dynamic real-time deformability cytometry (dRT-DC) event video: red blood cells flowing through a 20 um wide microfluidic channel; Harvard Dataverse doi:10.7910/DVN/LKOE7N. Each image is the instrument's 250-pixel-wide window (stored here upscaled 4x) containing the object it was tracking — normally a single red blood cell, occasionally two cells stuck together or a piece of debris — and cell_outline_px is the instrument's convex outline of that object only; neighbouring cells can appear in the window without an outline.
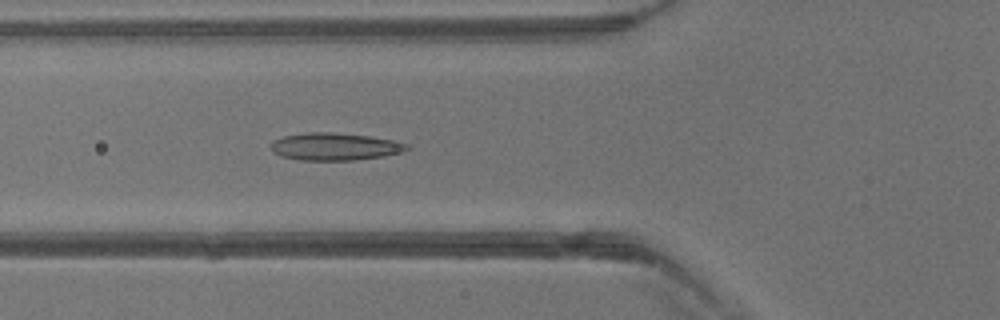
{"species": "common noctule bat (a hibernating species)", "species_latin": "Nyctalus noctula", "temperature_condition": "warm", "stored_images_in_passage": 40, "camera_frame_rate_fps": 3000, "um_per_image_px": 0.085, "animal": {"sex": "male", "body_mass_g": 13.3}, "frame": {"image": 1, "passage_image": 15, "time_ms": 4.667, "image_size_px": [1000, 320], "cell_outline_px": [[412, 148], [404, 152], [384, 156], [352, 160], [300, 160], [280, 156], [272, 152], [268, 148], [272, 140], [284, 136], [304, 132], [332, 132], [368, 136], [392, 140], [408, 144]], "centroid_in_image_um": [28.42, 12.46], "position_along_channel_um": 97.4, "area_um2": 22.02}}
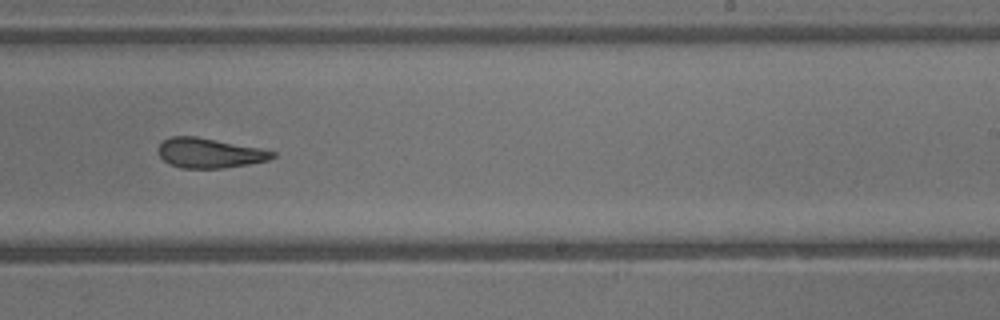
{"frame": {"image": 2, "passage_image": 25, "time_ms": 8.0, "image_size_px": [1000, 320], "cell_outline_px": [[276, 156], [268, 160], [248, 164], [220, 168], [180, 168], [168, 164], [160, 156], [160, 144], [164, 140], [172, 136], [196, 136], [260, 148], [276, 152]], "centroid_in_image_um": [17.82, 13.01], "position_along_channel_um": 271.2, "area_um2": 19.65}}
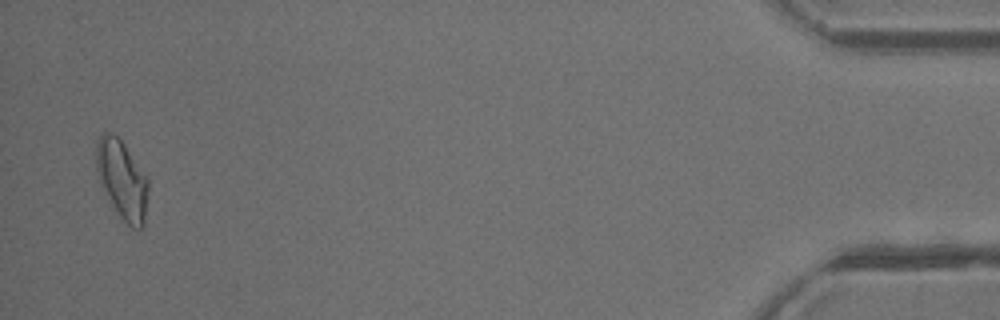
{"frame": {"image": 3, "passage_image": 39, "time_ms": 12.667, "image_size_px": [1000, 320], "cell_outline_px": [[148, 188], [144, 228], [132, 228], [112, 208], [100, 184], [96, 168], [96, 140], [100, 132], [112, 132], [124, 144], [148, 180]], "centroid_in_image_um": [10.34, 15.27], "position_along_channel_um": 424.9, "area_um2": 23.93}}